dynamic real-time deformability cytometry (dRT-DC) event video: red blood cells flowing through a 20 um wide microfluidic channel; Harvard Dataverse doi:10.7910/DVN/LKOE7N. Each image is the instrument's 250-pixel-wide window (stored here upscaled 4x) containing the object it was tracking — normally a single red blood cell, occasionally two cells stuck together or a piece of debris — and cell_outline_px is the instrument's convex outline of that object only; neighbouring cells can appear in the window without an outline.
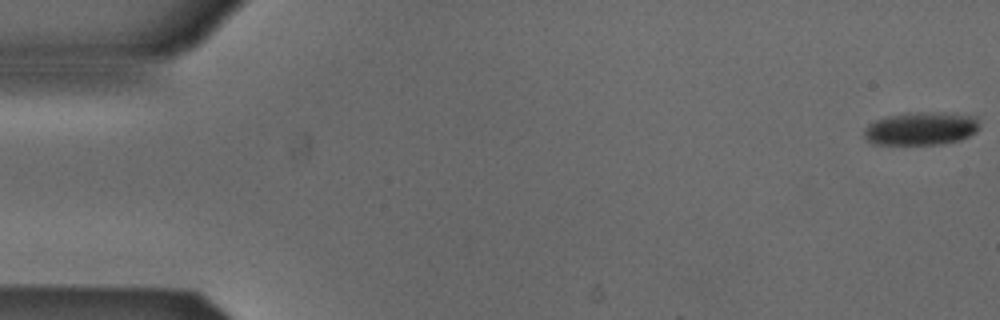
{"species": "Egyptian fruit bat (a non-hibernating species)", "species_latin": "Rousettus aegyptiacus", "temperature_condition": "cold", "stored_images_in_passage": 53, "camera_frame_rate_fps": 3000, "um_per_image_px": 0.085, "animal": {"sex": "male"}, "frame": {"image": 1, "passage_image": 1, "time_ms": 0.0, "image_size_px": [1000, 320], "cell_outline_px": [[980, 128], [976, 132], [960, 140], [940, 144], [876, 144], [868, 140], [864, 136], [864, 128], [868, 124], [876, 120], [888, 116], [908, 112], [944, 112], [976, 116]], "centroid_in_image_um": [78.31, 10.91], "position_along_channel_um": 6.7, "area_um2": 22.37}}
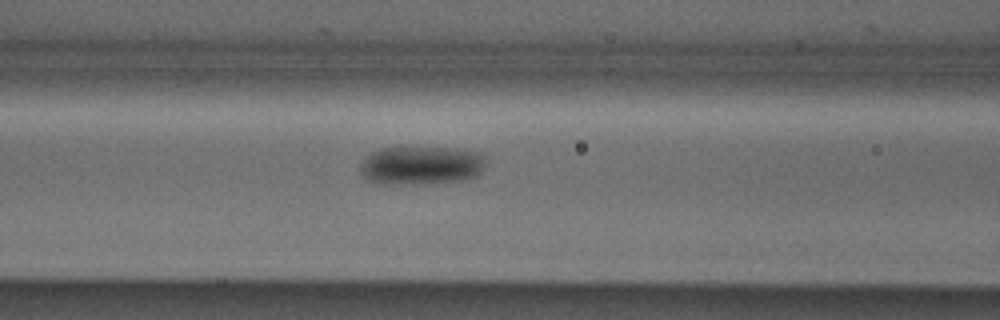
{"frame": {"image": 2, "passage_image": 22, "time_ms": 7.0, "image_size_px": [1000, 320], "cell_outline_px": [[484, 164], [476, 176], [460, 180], [412, 184], [376, 184], [368, 180], [360, 172], [360, 164], [372, 152], [380, 148], [456, 148], [476, 152], [484, 156]], "centroid_in_image_um": [35.74, 14.06], "position_along_channel_um": 130.9, "area_um2": 27.86}}
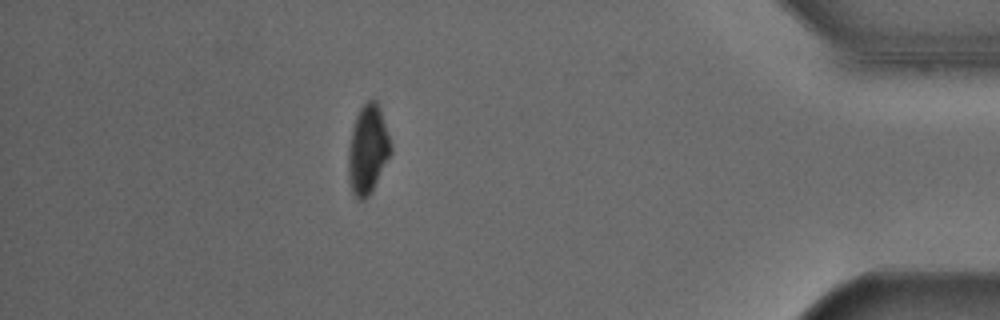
{"frame": {"image": 3, "passage_image": 47, "time_ms": 15.333, "image_size_px": [1000, 320], "cell_outline_px": [[392, 152], [372, 192], [364, 200], [360, 200], [352, 192], [348, 180], [348, 148], [352, 128], [356, 116], [360, 108], [372, 96], [376, 100], [380, 108], [392, 148]], "centroid_in_image_um": [31.25, 12.71], "position_along_channel_um": 403.9, "area_um2": 22.14}, "authors_computed_cell_mechanics": {"area_um2": 24.9118, "velocity_mm_per_s": 3.8609, "shape_relaxation_time_tau1_ms": 2.2649, "shape_relaxation_time_tau2_ms": null, "deformation_change_tau1": 0.0849, "deformation_change_tau2": null}}